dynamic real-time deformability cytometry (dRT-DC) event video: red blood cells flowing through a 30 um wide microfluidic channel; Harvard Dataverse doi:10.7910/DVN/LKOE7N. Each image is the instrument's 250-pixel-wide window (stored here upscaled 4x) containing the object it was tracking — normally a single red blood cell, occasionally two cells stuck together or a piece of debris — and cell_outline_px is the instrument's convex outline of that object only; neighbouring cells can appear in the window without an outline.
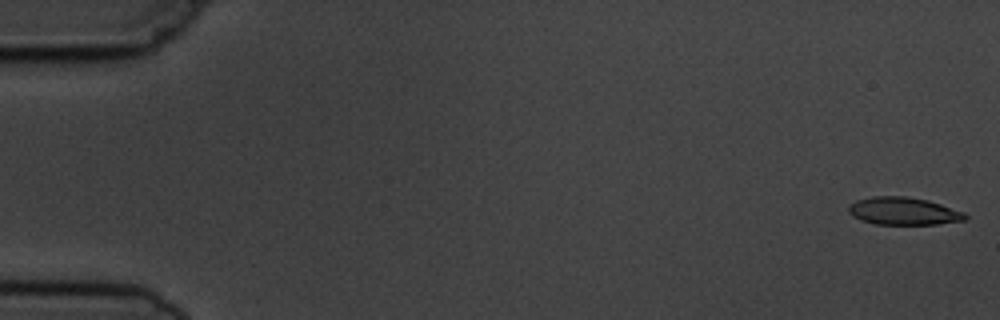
{"species": "common noctule bat (a hibernating species)", "species_latin": "Nyctalus noctula", "temperature_condition": "cold", "stored_images_in_passage": 7, "camera_frame_rate_fps": 3000, "um_per_image_px": 0.085, "animal": {"sex": "male", "body_mass_g": 19.5, "forearm_length_mm": 54.6}, "frame": {"image": 1, "passage_image": 1, "time_ms": 0.0, "image_size_px": [1000, 320], "cell_outline_px": [[968, 216], [964, 220], [936, 224], [876, 224], [860, 220], [852, 216], [848, 212], [848, 204], [856, 200], [872, 196], [908, 196], [928, 200], [964, 212]], "centroid_in_image_um": [76.75, 17.93], "position_along_channel_um": 8.3, "area_um2": 18.84}}
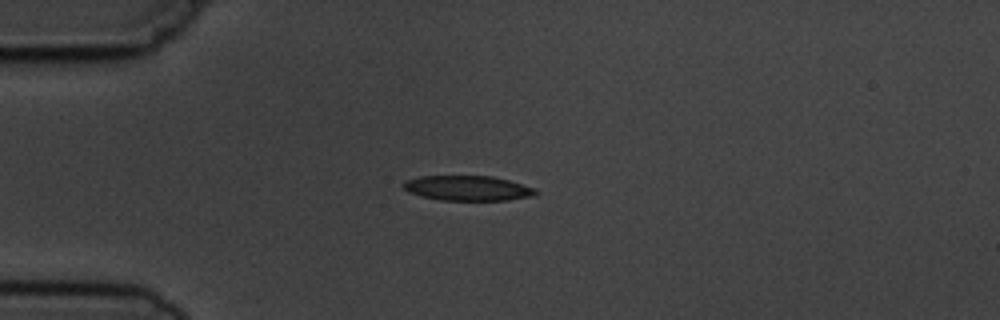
{"frame": {"image": 2, "passage_image": 5, "time_ms": 4.333, "image_size_px": [1000, 320], "cell_outline_px": [[540, 192], [532, 196], [508, 200], [440, 200], [420, 196], [408, 192], [400, 184], [404, 180], [420, 176], [492, 176], [508, 180], [536, 188]], "centroid_in_image_um": [39.73, 15.99], "position_along_channel_um": 45.3, "area_um2": 19.42}}
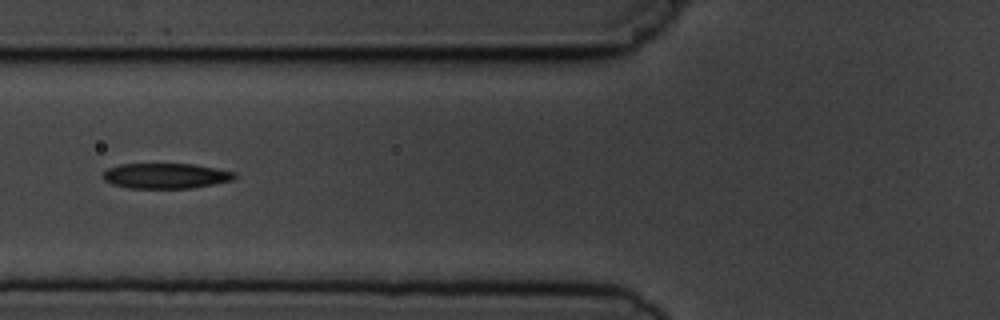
{"frame": {"image": 3, "passage_image": 7, "time_ms": 6.667, "image_size_px": [1000, 320], "cell_outline_px": [[236, 176], [232, 180], [192, 188], [128, 188], [112, 184], [104, 180], [100, 176], [108, 168], [120, 164], [192, 164], [216, 168], [236, 172]], "centroid_in_image_um": [14.06, 14.94], "position_along_channel_um": 111.7, "area_um2": 19.42}}